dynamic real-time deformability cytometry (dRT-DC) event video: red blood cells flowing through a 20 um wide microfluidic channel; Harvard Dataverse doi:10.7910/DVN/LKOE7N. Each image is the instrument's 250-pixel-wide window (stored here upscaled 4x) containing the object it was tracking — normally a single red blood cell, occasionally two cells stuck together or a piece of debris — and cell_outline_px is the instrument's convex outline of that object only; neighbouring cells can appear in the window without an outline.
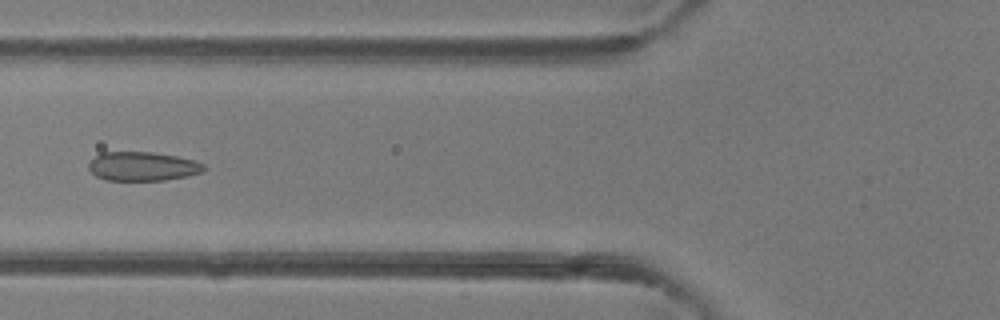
{"species": "common noctule bat (a hibernating species)", "species_latin": "Nyctalus noctula", "temperature_condition": "room temperature", "stored_images_in_passage": 5, "camera_frame_rate_fps": 3000, "um_per_image_px": 0.085, "animal": {"sex": "female"}, "frame": {"image": 1, "passage_image": 5, "time_ms": 4.667, "image_size_px": [1000, 320], "cell_outline_px": [[204, 172], [188, 176], [164, 180], [108, 180], [96, 176], [88, 168], [88, 164], [100, 152], [152, 152], [176, 156], [196, 160], [204, 164]], "centroid_in_image_um": [12.15, 14.13], "position_along_channel_um": 113.7, "area_um2": 19.48}}